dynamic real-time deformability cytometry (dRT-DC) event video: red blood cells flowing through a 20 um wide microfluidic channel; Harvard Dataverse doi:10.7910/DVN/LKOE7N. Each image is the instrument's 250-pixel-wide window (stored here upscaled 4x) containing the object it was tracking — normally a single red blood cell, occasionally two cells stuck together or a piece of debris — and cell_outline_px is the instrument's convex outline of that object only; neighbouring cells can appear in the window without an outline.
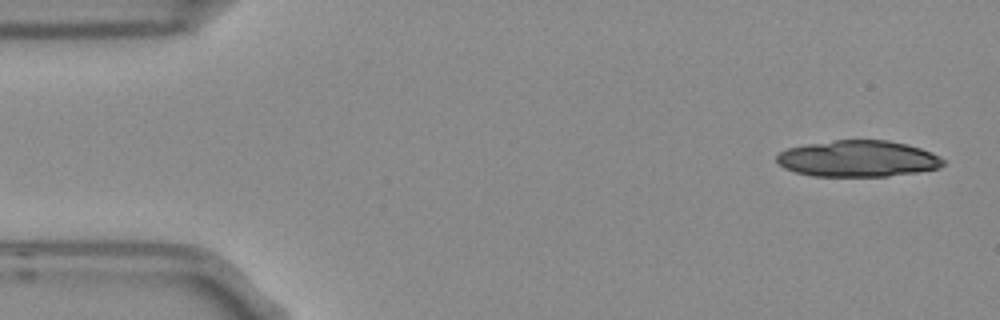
{"species": "Egyptian fruit bat (a non-hibernating species)", "species_latin": "Rousettus aegyptiacus", "temperature_condition": "room temperature", "stored_images_in_passage": 5, "camera_frame_rate_fps": 3000, "um_per_image_px": 0.085, "frame": {"image": 1, "passage_image": 1, "time_ms": 0.0, "image_size_px": [1000, 320], "cell_outline_px": [[944, 164], [940, 168], [916, 172], [888, 176], [812, 176], [796, 172], [784, 168], [776, 160], [776, 156], [780, 152], [788, 148], [808, 144], [836, 140], [888, 140], [908, 144], [932, 152], [940, 156], [944, 160]], "centroid_in_image_um": [72.95, 13.49], "position_along_channel_um": 12.0, "area_um2": 35.26}}